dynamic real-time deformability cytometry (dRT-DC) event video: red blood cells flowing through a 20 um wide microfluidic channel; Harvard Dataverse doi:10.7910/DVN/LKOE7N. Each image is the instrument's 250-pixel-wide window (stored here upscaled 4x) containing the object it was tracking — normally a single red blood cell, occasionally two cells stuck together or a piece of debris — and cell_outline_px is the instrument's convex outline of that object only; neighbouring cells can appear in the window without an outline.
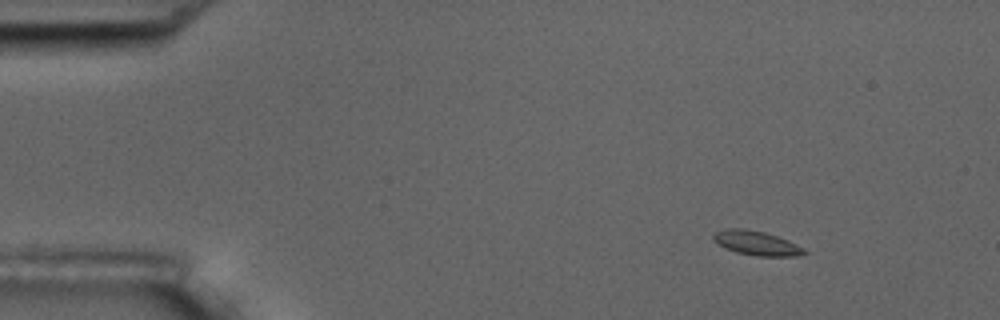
{"species": "common noctule bat (a hibernating species)", "species_latin": "Nyctalus noctula", "temperature_condition": "room temperature", "stored_images_in_passage": 4, "camera_frame_rate_fps": 3000, "um_per_image_px": 0.085, "animal": {"sex": "male", "body_mass_g": 17.5, "forearm_length_mm": 52.3}, "frame": {"image": 1, "passage_image": 2, "time_ms": 1.0, "image_size_px": [1000, 320], "cell_outline_px": [[808, 252], [796, 256], [756, 256], [736, 252], [724, 248], [712, 240], [712, 236], [716, 232], [724, 228], [744, 228], [764, 232], [788, 240], [804, 248]], "centroid_in_image_um": [64.27, 20.66], "position_along_channel_um": 20.7, "area_um2": 12.95}}
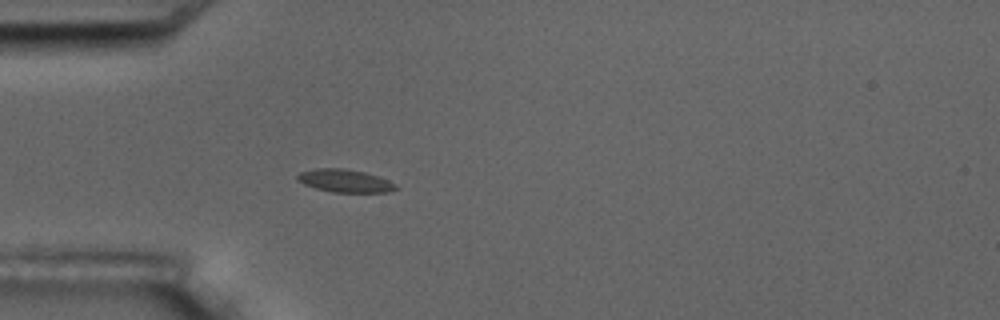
{"frame": {"image": 2, "passage_image": 4, "time_ms": 4.333, "image_size_px": [1000, 320], "cell_outline_px": [[396, 188], [388, 192], [332, 192], [316, 188], [304, 184], [296, 180], [296, 176], [300, 172], [316, 168], [344, 168], [364, 172], [388, 180], [396, 184]], "centroid_in_image_um": [29.27, 15.36], "position_along_channel_um": 55.7, "area_um2": 13.01}}